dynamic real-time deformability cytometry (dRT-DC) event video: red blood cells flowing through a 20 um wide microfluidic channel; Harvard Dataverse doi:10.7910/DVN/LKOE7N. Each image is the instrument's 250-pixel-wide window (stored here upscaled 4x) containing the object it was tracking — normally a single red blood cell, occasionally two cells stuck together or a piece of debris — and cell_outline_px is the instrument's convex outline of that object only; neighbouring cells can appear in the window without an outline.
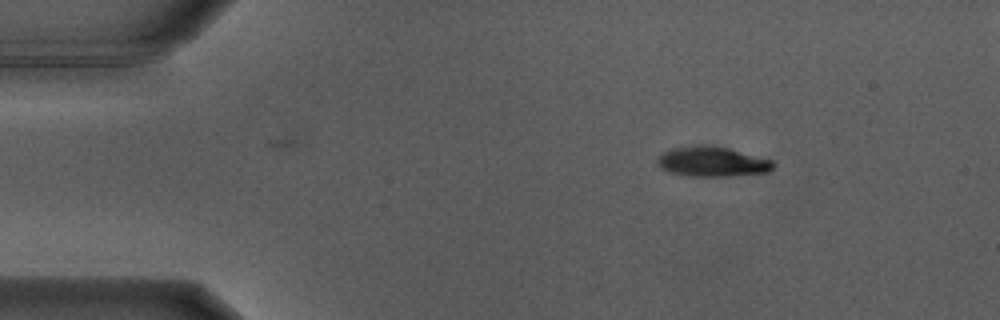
{"species": "Egyptian fruit bat (a non-hibernating species)", "species_latin": "Rousettus aegyptiacus", "temperature_condition": "warm", "stored_images_in_passage": 5, "camera_frame_rate_fps": 3000, "um_per_image_px": 0.085, "animal": {"sex": "male"}, "frame": {"image": 1, "passage_image": 1, "time_ms": 0.0, "image_size_px": [1000, 320], "cell_outline_px": [[772, 168], [768, 172], [728, 176], [692, 176], [668, 172], [656, 164], [656, 160], [664, 152], [676, 148], [700, 144], [716, 144], [772, 160]], "centroid_in_image_um": [60.53, 13.72], "position_along_channel_um": 24.5, "area_um2": 20.23}}